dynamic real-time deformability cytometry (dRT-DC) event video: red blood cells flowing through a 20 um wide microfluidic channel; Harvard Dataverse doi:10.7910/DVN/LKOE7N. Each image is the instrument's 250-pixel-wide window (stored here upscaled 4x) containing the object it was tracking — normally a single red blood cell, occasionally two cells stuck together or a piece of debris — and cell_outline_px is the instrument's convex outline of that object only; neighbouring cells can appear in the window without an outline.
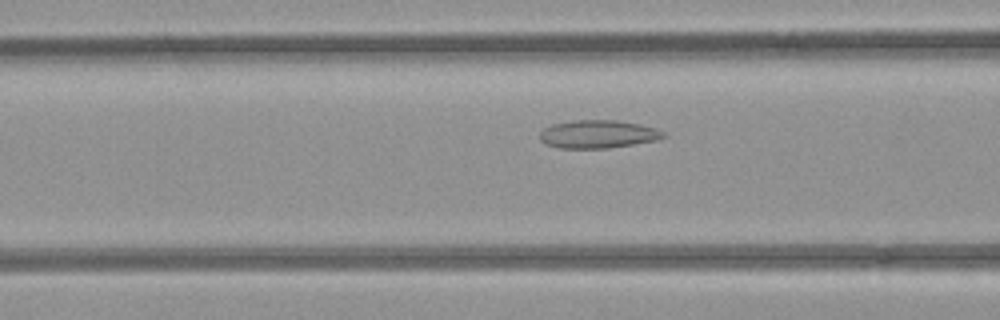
{"species": "common noctule bat (a hibernating species)", "species_latin": "Nyctalus noctula", "temperature_condition": "room temperature", "stored_images_in_passage": 35, "camera_frame_rate_fps": 3000, "um_per_image_px": 0.085, "animal": {"sex": "female", "body_mass_g": 21.9}, "frame": {"image": 1, "passage_image": 8, "time_ms": 2.333, "image_size_px": [1000, 320], "cell_outline_px": [[668, 136], [656, 140], [608, 148], [560, 148], [544, 144], [540, 140], [540, 132], [544, 128], [552, 124], [572, 120], [616, 120], [640, 124], [656, 128], [664, 132]], "centroid_in_image_um": [50.82, 11.4], "position_along_channel_um": 115.8, "area_um2": 20.29}}
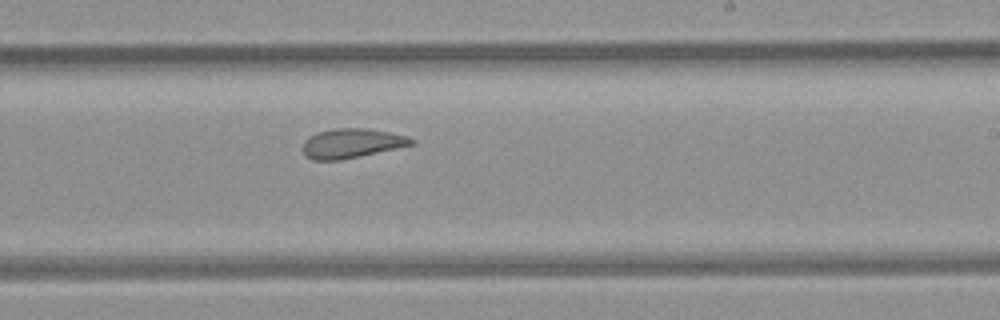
{"frame": {"image": 2, "passage_image": 19, "time_ms": 6.0, "image_size_px": [1000, 320], "cell_outline_px": [[416, 144], [360, 156], [340, 160], [312, 160], [304, 156], [300, 148], [304, 140], [308, 136], [316, 132], [336, 128], [368, 128], [408, 136], [416, 140]], "centroid_in_image_um": [29.85, 12.18], "position_along_channel_um": 259.2, "area_um2": 19.02}}
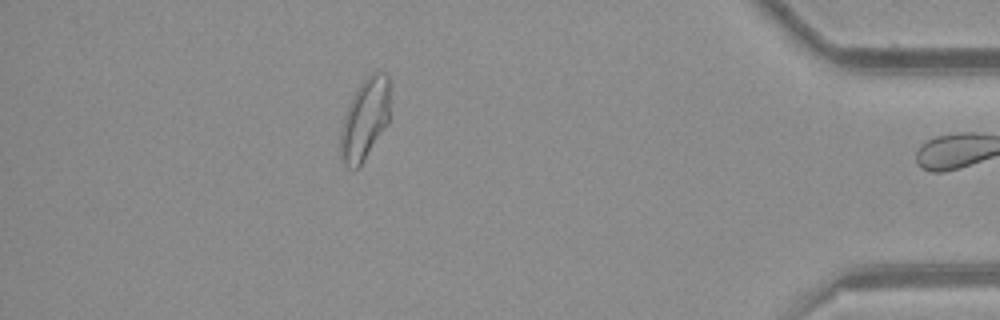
{"frame": {"image": 3, "passage_image": 34, "time_ms": 11.0, "image_size_px": [1000, 320], "cell_outline_px": [[388, 124], [364, 160], [356, 168], [348, 168], [344, 164], [340, 156], [340, 132], [344, 116], [360, 84], [376, 68], [388, 72]], "centroid_in_image_um": [31.02, 10.12], "position_along_channel_um": 404.2, "area_um2": 23.24}, "authors_computed_cell_mechanics": {"area_um2": 19.7098, "velocity_mm_per_s": 3.9011, "shape_relaxation_time_tau1_ms": null, "shape_relaxation_time_tau2_ms": 2.2505, "deformation_change_tau1": null, "deformation_change_tau2": 0.1007}}